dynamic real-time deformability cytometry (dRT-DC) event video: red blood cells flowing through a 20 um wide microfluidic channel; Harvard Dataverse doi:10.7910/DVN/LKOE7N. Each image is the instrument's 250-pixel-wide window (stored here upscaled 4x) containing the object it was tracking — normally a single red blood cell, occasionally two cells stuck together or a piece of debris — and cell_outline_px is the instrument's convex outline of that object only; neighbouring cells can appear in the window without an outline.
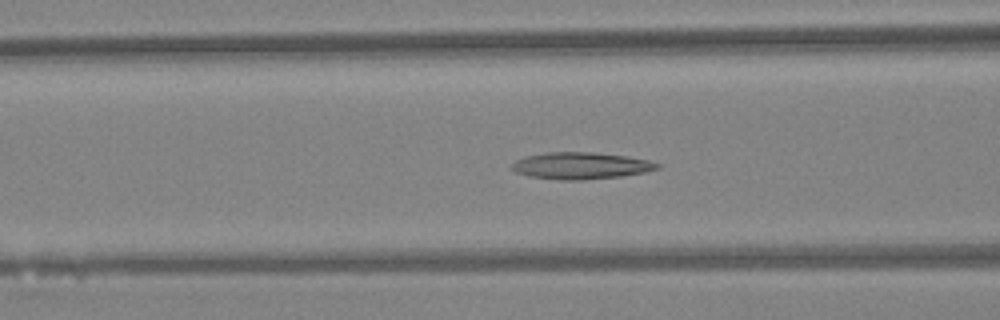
{"species": "Egyptian fruit bat (a non-hibernating species)", "species_latin": "Rousettus aegyptiacus", "temperature_condition": "warm", "stored_images_in_passage": 34, "camera_frame_rate_fps": 3000, "um_per_image_px": 0.085, "animal": {"sex": "female"}, "frame": {"image": 1, "passage_image": 6, "time_ms": 1.667, "image_size_px": [1000, 320], "cell_outline_px": [[660, 168], [644, 172], [620, 176], [580, 180], [560, 180], [528, 176], [516, 172], [512, 168], [512, 164], [516, 160], [524, 156], [548, 152], [592, 152], [624, 156], [648, 160], [660, 164]], "centroid_in_image_um": [49.34, 14.08], "position_along_channel_um": 117.3, "area_um2": 22.54}}
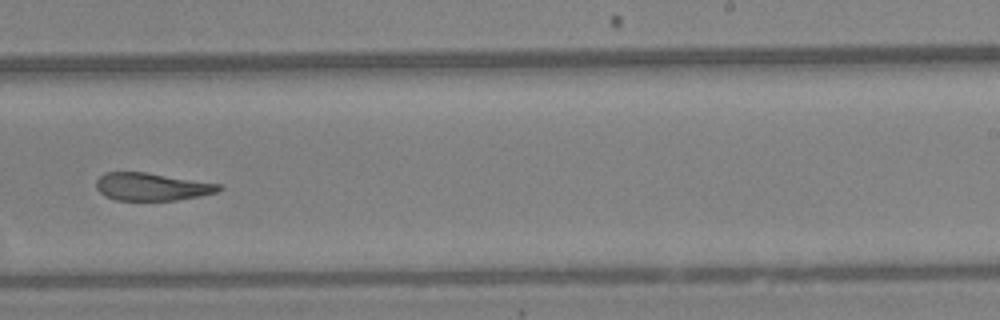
{"frame": {"image": 2, "passage_image": 17, "time_ms": 5.333, "image_size_px": [1000, 320], "cell_outline_px": [[224, 188], [216, 192], [176, 200], [116, 200], [104, 196], [96, 188], [96, 180], [104, 172], [144, 172], [220, 184]], "centroid_in_image_um": [12.85, 15.87], "position_along_channel_um": 276.1, "area_um2": 19.59}}
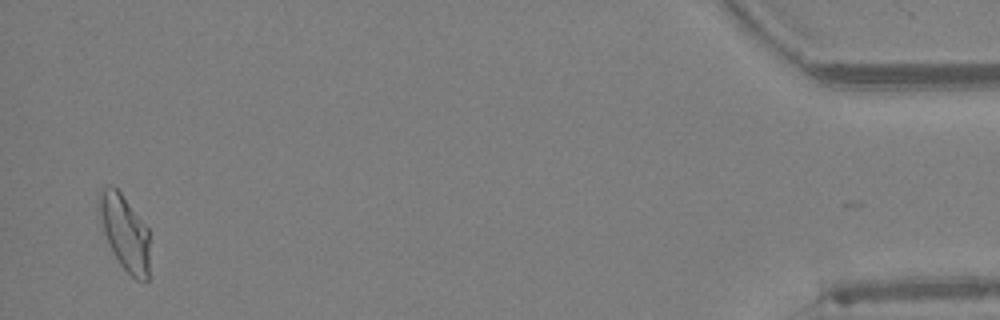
{"frame": {"image": 3, "passage_image": 33, "time_ms": 10.667, "image_size_px": [1000, 320], "cell_outline_px": [[148, 280], [144, 284], [136, 280], [120, 264], [108, 244], [96, 208], [100, 188], [108, 184], [116, 188], [120, 192], [148, 228]], "centroid_in_image_um": [10.56, 19.74], "position_along_channel_um": 424.6, "area_um2": 22.31}, "authors_computed_cell_mechanics": {"area_um2": 21.1259, "velocity_mm_per_s": 4.3604, "shape_relaxation_time_tau1_ms": null, "shape_relaxation_time_tau2_ms": 2.6339, "deformation_change_tau1": null, "deformation_change_tau2": 0.1133}}